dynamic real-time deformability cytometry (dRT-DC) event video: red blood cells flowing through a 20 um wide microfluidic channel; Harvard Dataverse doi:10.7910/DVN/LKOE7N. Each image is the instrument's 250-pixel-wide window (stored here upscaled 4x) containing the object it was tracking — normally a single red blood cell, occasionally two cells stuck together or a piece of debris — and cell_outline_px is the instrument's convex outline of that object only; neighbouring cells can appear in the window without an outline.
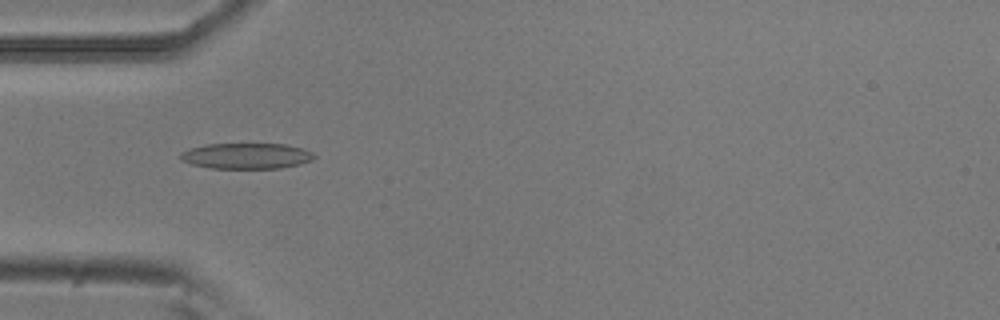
{"species": "common noctule bat (a hibernating species)", "species_latin": "Nyctalus noctula", "temperature_condition": "room temperature", "stored_images_in_passage": 53, "camera_frame_rate_fps": 3000, "um_per_image_px": 0.085, "animal": {"sex": "male", "body_mass_g": 20.5, "forearm_length_mm": 52.5}, "frame": {"image": 1, "passage_image": 16, "time_ms": 5.0, "image_size_px": [1000, 320], "cell_outline_px": [[316, 156], [312, 160], [300, 164], [280, 168], [212, 168], [192, 164], [180, 160], [180, 152], [204, 144], [288, 144], [312, 152]], "centroid_in_image_um": [20.94, 13.25], "position_along_channel_um": 64.1, "area_um2": 20.0}}
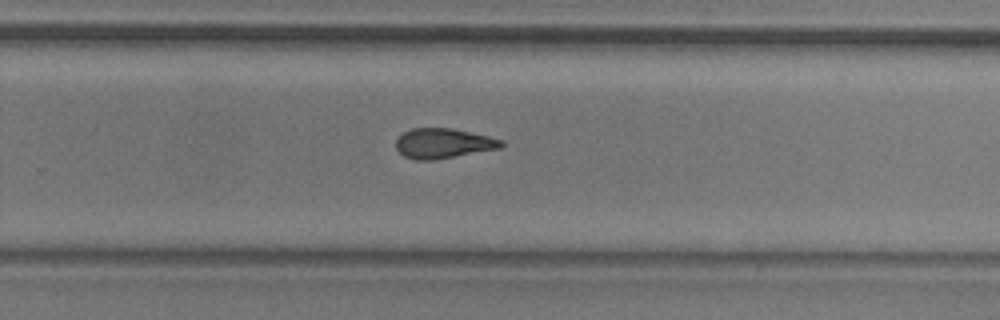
{"frame": {"image": 2, "passage_image": 34, "time_ms": 11.0, "image_size_px": [1000, 320], "cell_outline_px": [[504, 144], [500, 148], [436, 160], [416, 160], [404, 156], [396, 148], [396, 140], [404, 132], [412, 128], [452, 128], [488, 136], [500, 140]], "centroid_in_image_um": [37.65, 12.19], "position_along_channel_um": 292.1, "area_um2": 18.26}}
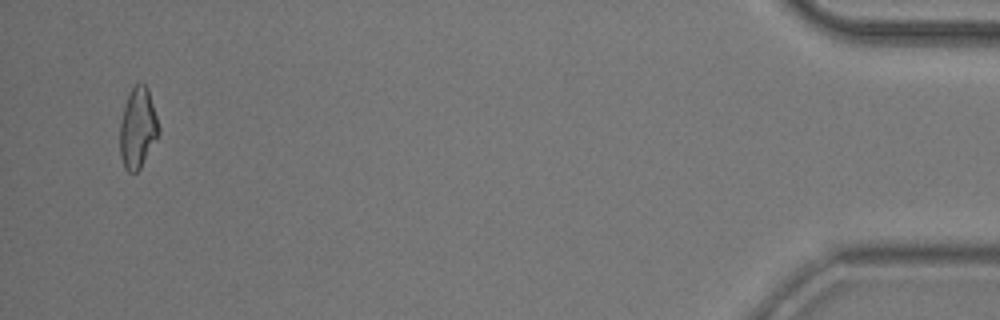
{"frame": {"image": 3, "passage_image": 51, "time_ms": 16.667, "image_size_px": [1000, 320], "cell_outline_px": [[160, 132], [140, 168], [136, 172], [128, 172], [124, 168], [120, 156], [120, 120], [128, 96], [132, 88], [136, 84], [144, 84], [148, 88], [160, 128]], "centroid_in_image_um": [11.71, 10.9], "position_along_channel_um": 423.5, "area_um2": 18.03}, "authors_computed_cell_mechanics": {"area_um2": 18.7272, "velocity_mm_per_s": 3.8015, "shape_relaxation_time_tau1_ms": 6.7067, "shape_relaxation_time_tau2_ms": 4.3318, "deformation_change_tau1": 0.1821, "deformation_change_tau2": 0.1406}}